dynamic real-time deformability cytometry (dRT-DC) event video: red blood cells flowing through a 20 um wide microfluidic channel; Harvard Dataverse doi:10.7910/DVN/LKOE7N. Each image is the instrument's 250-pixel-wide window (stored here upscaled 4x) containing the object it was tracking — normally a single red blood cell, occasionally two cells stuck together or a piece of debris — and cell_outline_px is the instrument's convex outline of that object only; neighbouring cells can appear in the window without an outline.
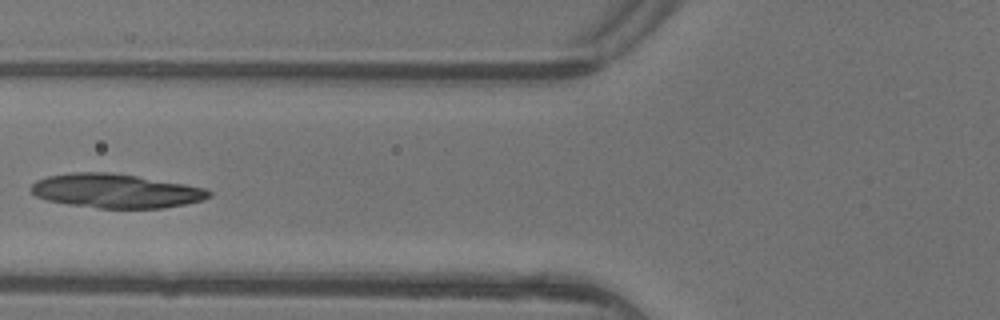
{"species": "common noctule bat (a hibernating species)", "species_latin": "Nyctalus noctula", "temperature_condition": "warm", "stored_images_in_passage": 4, "camera_frame_rate_fps": 3000, "um_per_image_px": 0.085, "animal": {"sex": "female"}, "frame": {"image": 1, "passage_image": 4, "time_ms": 1.0, "image_size_px": [1000, 320], "cell_outline_px": [[212, 196], [204, 200], [164, 208], [96, 208], [68, 204], [48, 200], [36, 196], [28, 188], [36, 180], [48, 176], [72, 172], [108, 172], [136, 176], [208, 188], [212, 192]], "centroid_in_image_um": [9.85, 16.23], "position_along_channel_um": 115.9, "area_um2": 35.37}}